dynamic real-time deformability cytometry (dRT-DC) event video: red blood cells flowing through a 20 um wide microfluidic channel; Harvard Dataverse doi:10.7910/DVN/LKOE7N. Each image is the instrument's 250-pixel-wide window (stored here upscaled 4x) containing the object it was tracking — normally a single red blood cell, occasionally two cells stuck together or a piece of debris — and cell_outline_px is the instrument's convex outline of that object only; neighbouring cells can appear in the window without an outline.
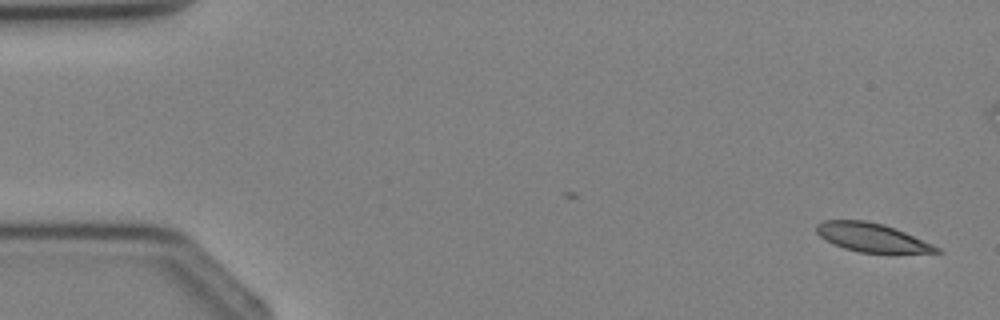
{"species": "Egyptian fruit bat (a non-hibernating species)", "species_latin": "Rousettus aegyptiacus", "temperature_condition": "cold", "stored_images_in_passage": 4, "camera_frame_rate_fps": 3000, "um_per_image_px": 0.085, "animal": {"sex": "female"}, "frame": {"image": 1, "passage_image": 1, "time_ms": 0.0, "image_size_px": [1000, 320], "cell_outline_px": [[944, 252], [860, 252], [844, 248], [820, 236], [816, 232], [816, 224], [824, 220], [864, 220], [884, 224], [904, 232], [932, 244], [940, 248]], "centroid_in_image_um": [74.08, 20.16], "position_along_channel_um": 10.9, "area_um2": 19.54}}